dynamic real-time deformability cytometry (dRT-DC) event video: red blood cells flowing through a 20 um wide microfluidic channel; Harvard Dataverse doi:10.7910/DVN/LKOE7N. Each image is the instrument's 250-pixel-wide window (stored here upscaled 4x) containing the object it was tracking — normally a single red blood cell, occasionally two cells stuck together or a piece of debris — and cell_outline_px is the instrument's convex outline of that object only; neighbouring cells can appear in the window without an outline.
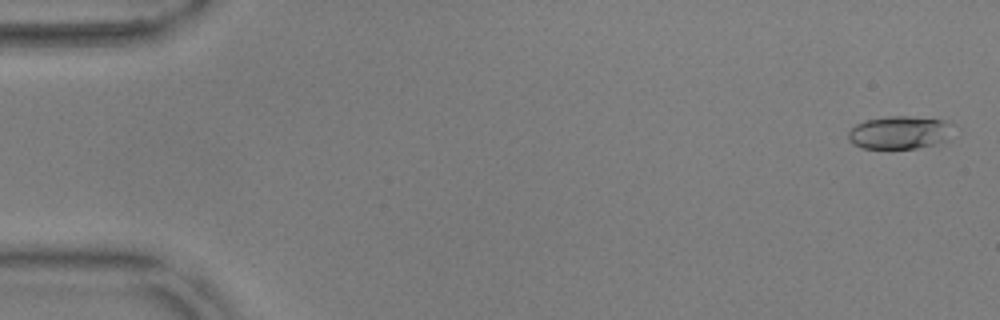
{"species": "common noctule bat (a hibernating species)", "species_latin": "Nyctalus noctula", "temperature_condition": "warm", "stored_images_in_passage": 56, "camera_frame_rate_fps": 3000, "um_per_image_px": 0.085, "animal": {"sex": "male", "body_mass_g": 17.9, "forearm_length_mm": 54.2}, "frame": {"image": 1, "passage_image": 2, "time_ms": 0.333, "image_size_px": [1000, 320], "cell_outline_px": [[948, 140], [916, 148], [864, 148], [852, 144], [848, 140], [848, 132], [856, 124], [864, 120], [892, 116], [908, 116], [944, 120], [948, 124]], "centroid_in_image_um": [76.37, 11.26], "position_along_channel_um": 8.6, "area_um2": 19.71}}
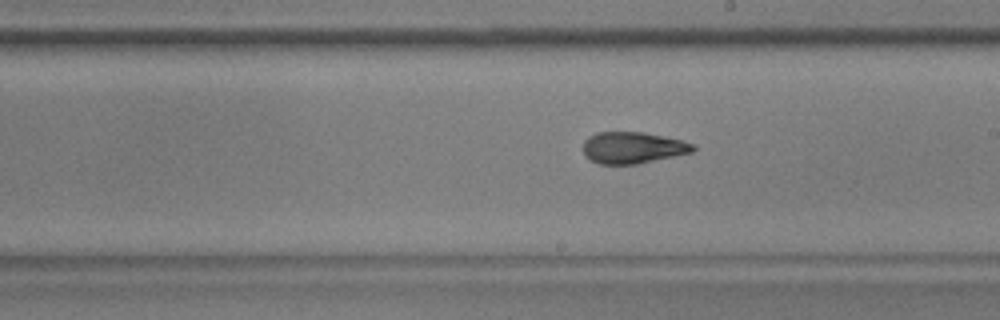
{"frame": {"image": 2, "passage_image": 32, "time_ms": 10.333, "image_size_px": [1000, 320], "cell_outline_px": [[696, 148], [692, 152], [636, 164], [600, 164], [588, 160], [584, 156], [584, 140], [588, 136], [596, 132], [644, 132], [664, 136], [680, 140], [692, 144]], "centroid_in_image_um": [53.73, 12.55], "position_along_channel_um": 235.3, "area_um2": 20.17}}
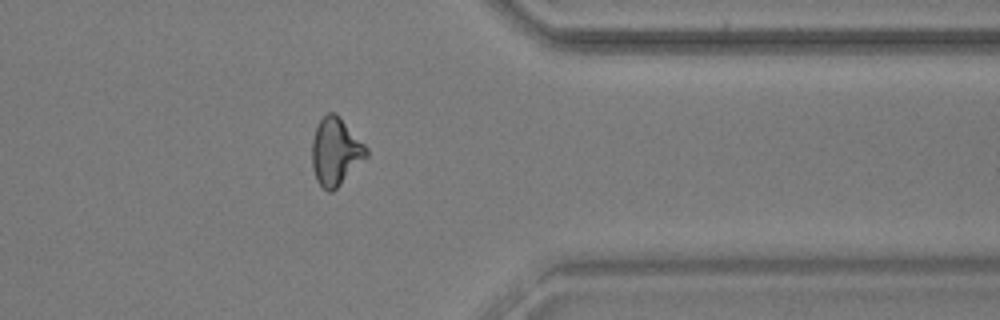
{"frame": {"image": 3, "passage_image": 45, "time_ms": 14.667, "image_size_px": [1000, 320], "cell_outline_px": [[368, 156], [332, 192], [328, 192], [316, 180], [312, 168], [312, 140], [316, 128], [320, 120], [328, 112], [336, 112], [340, 116], [368, 148]], "centroid_in_image_um": [28.52, 12.87], "position_along_channel_um": 382.9, "area_um2": 21.33}, "authors_computed_cell_mechanics": {"area_um2": 20.3745, "velocity_mm_per_s": 3.6462, "shape_relaxation_time_tau1_ms": 6.2712, "shape_relaxation_time_tau2_ms": 2.2956, "deformation_change_tau1": 0.2138, "deformation_change_tau2": 0.1097}}